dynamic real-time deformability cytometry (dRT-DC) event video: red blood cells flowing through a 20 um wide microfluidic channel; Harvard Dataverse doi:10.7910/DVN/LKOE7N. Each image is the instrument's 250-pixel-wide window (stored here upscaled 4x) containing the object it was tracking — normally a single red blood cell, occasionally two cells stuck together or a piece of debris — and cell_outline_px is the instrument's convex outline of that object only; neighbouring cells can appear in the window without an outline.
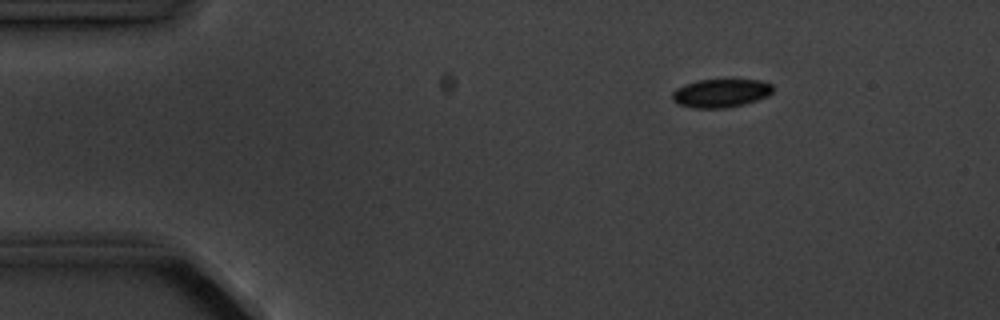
{"species": "common noctule bat (a hibernating species)", "species_latin": "Nyctalus noctula", "temperature_condition": "cold", "stored_images_in_passage": 4, "camera_frame_rate_fps": 3000, "um_per_image_px": 0.085, "animal": {"sex": "male", "body_mass_g": 20.1, "forearm_length_mm": 53.5}, "frame": {"image": 1, "passage_image": 2, "time_ms": 1.0, "image_size_px": [1000, 320], "cell_outline_px": [[772, 92], [768, 96], [744, 104], [724, 108], [696, 108], [680, 104], [672, 100], [672, 92], [676, 88], [684, 84], [700, 80], [760, 80], [772, 84]], "centroid_in_image_um": [61.26, 7.91], "position_along_channel_um": 23.7, "area_um2": 16.53}}